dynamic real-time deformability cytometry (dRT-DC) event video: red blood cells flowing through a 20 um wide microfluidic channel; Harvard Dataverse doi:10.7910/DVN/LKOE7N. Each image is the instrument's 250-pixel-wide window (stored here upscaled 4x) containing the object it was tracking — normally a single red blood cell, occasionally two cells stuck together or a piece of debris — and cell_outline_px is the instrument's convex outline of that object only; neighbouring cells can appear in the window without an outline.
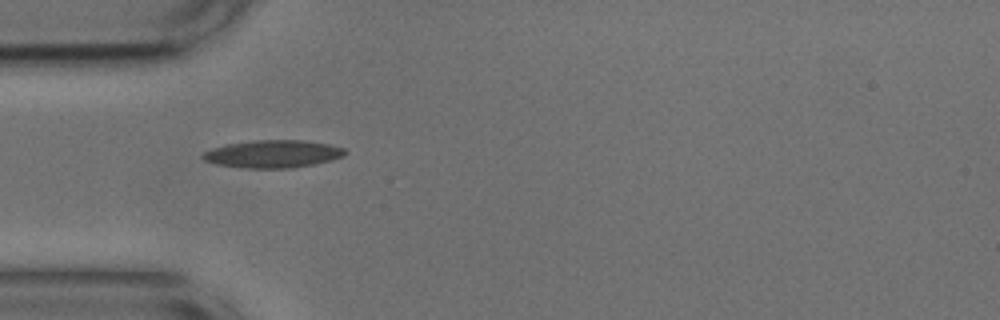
{"species": "common noctule bat (a hibernating species)", "species_latin": "Nyctalus noctula", "temperature_condition": "cold", "stored_images_in_passage": 39, "camera_frame_rate_fps": 3000, "um_per_image_px": 0.085, "animal": {"sex": "male", "body_mass_g": 17.9, "forearm_length_mm": 54.2}, "frame": {"image": 1, "passage_image": 1, "time_ms": 0.0, "image_size_px": [1000, 320], "cell_outline_px": [[348, 152], [344, 156], [312, 164], [292, 168], [244, 168], [216, 164], [204, 160], [200, 156], [204, 152], [212, 148], [224, 144], [252, 140], [304, 140], [328, 144], [344, 148]], "centroid_in_image_um": [23.16, 13.07], "position_along_channel_um": 61.8, "area_um2": 22.95}}
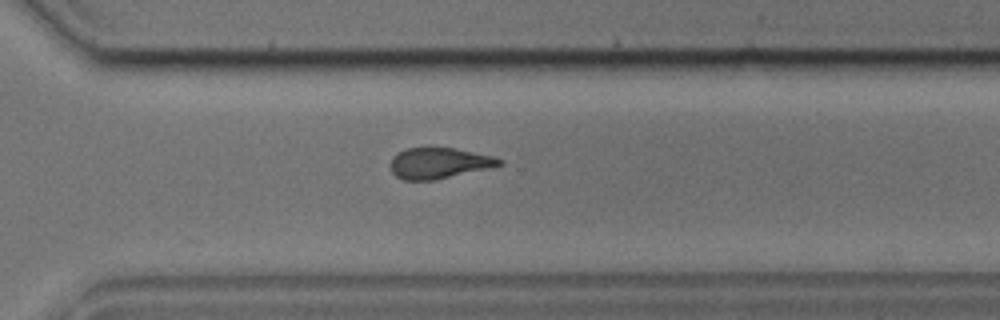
{"frame": {"image": 2, "passage_image": 23, "time_ms": 7.333, "image_size_px": [1000, 320], "cell_outline_px": [[504, 164], [488, 168], [432, 180], [404, 180], [396, 176], [392, 172], [388, 164], [392, 156], [404, 148], [428, 144], [432, 144], [456, 148], [492, 156], [504, 160]], "centroid_in_image_um": [37.24, 13.8], "position_along_channel_um": 333.4, "area_um2": 20.35}}
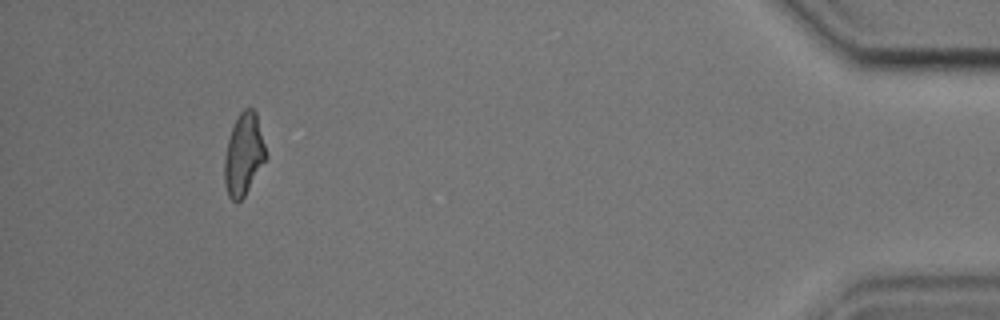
{"frame": {"image": 3, "passage_image": 35, "time_ms": 11.333, "image_size_px": [1000, 320], "cell_outline_px": [[268, 156], [244, 196], [240, 200], [232, 200], [228, 196], [224, 184], [224, 156], [228, 140], [232, 128], [240, 112], [244, 108], [252, 108], [256, 112]], "centroid_in_image_um": [20.71, 13.12], "position_along_channel_um": 414.5, "area_um2": 19.71}, "authors_computed_cell_mechanics": {"area_um2": 20.519, "velocity_mm_per_s": 3.7112, "shape_relaxation_time_tau1_ms": 5.8995, "shape_relaxation_time_tau2_ms": 2.8759, "deformation_change_tau1": 0.1543, "deformation_change_tau2": 0.1091}}